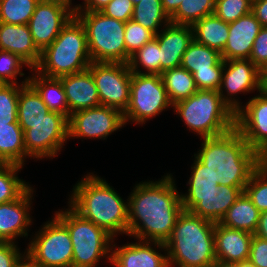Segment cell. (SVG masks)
Masks as SVG:
<instances>
[{
    "label": "cell",
    "instance_id": "6da1fadb",
    "mask_svg": "<svg viewBox=\"0 0 267 267\" xmlns=\"http://www.w3.org/2000/svg\"><path fill=\"white\" fill-rule=\"evenodd\" d=\"M173 175L135 185L128 200V236L135 240L166 243L182 213L181 192Z\"/></svg>",
    "mask_w": 267,
    "mask_h": 267
},
{
    "label": "cell",
    "instance_id": "7a4b0ae2",
    "mask_svg": "<svg viewBox=\"0 0 267 267\" xmlns=\"http://www.w3.org/2000/svg\"><path fill=\"white\" fill-rule=\"evenodd\" d=\"M202 139L201 149L194 155L206 165L216 183L239 187L244 192L263 158L249 147L236 127L225 134Z\"/></svg>",
    "mask_w": 267,
    "mask_h": 267
},
{
    "label": "cell",
    "instance_id": "3957f363",
    "mask_svg": "<svg viewBox=\"0 0 267 267\" xmlns=\"http://www.w3.org/2000/svg\"><path fill=\"white\" fill-rule=\"evenodd\" d=\"M68 199L70 205L83 218L103 228L113 238L128 235V200H123L107 181L88 173L73 186Z\"/></svg>",
    "mask_w": 267,
    "mask_h": 267
},
{
    "label": "cell",
    "instance_id": "277c9868",
    "mask_svg": "<svg viewBox=\"0 0 267 267\" xmlns=\"http://www.w3.org/2000/svg\"><path fill=\"white\" fill-rule=\"evenodd\" d=\"M215 223L183 210L166 241L169 267H211Z\"/></svg>",
    "mask_w": 267,
    "mask_h": 267
},
{
    "label": "cell",
    "instance_id": "5b68a950",
    "mask_svg": "<svg viewBox=\"0 0 267 267\" xmlns=\"http://www.w3.org/2000/svg\"><path fill=\"white\" fill-rule=\"evenodd\" d=\"M194 157L188 191L181 194L183 209L214 223L220 222L243 191L239 187L216 183L206 165Z\"/></svg>",
    "mask_w": 267,
    "mask_h": 267
},
{
    "label": "cell",
    "instance_id": "8992f818",
    "mask_svg": "<svg viewBox=\"0 0 267 267\" xmlns=\"http://www.w3.org/2000/svg\"><path fill=\"white\" fill-rule=\"evenodd\" d=\"M90 64L86 31L74 16L41 52L40 61L34 69L44 76L59 78L85 71Z\"/></svg>",
    "mask_w": 267,
    "mask_h": 267
},
{
    "label": "cell",
    "instance_id": "52a82bcc",
    "mask_svg": "<svg viewBox=\"0 0 267 267\" xmlns=\"http://www.w3.org/2000/svg\"><path fill=\"white\" fill-rule=\"evenodd\" d=\"M173 110L201 140L225 134L235 127V113L223 102L218 91L198 90L176 102Z\"/></svg>",
    "mask_w": 267,
    "mask_h": 267
},
{
    "label": "cell",
    "instance_id": "ba28073f",
    "mask_svg": "<svg viewBox=\"0 0 267 267\" xmlns=\"http://www.w3.org/2000/svg\"><path fill=\"white\" fill-rule=\"evenodd\" d=\"M68 229L73 249L72 267H96L100 258L111 262L113 237L70 205L54 214ZM103 257V258H102Z\"/></svg>",
    "mask_w": 267,
    "mask_h": 267
},
{
    "label": "cell",
    "instance_id": "9c48e42d",
    "mask_svg": "<svg viewBox=\"0 0 267 267\" xmlns=\"http://www.w3.org/2000/svg\"><path fill=\"white\" fill-rule=\"evenodd\" d=\"M75 17L85 28L91 62L126 64L125 22L101 11H76Z\"/></svg>",
    "mask_w": 267,
    "mask_h": 267
},
{
    "label": "cell",
    "instance_id": "30bf717a",
    "mask_svg": "<svg viewBox=\"0 0 267 267\" xmlns=\"http://www.w3.org/2000/svg\"><path fill=\"white\" fill-rule=\"evenodd\" d=\"M31 239L25 251L32 267H72V241L55 215Z\"/></svg>",
    "mask_w": 267,
    "mask_h": 267
},
{
    "label": "cell",
    "instance_id": "8fae6325",
    "mask_svg": "<svg viewBox=\"0 0 267 267\" xmlns=\"http://www.w3.org/2000/svg\"><path fill=\"white\" fill-rule=\"evenodd\" d=\"M130 102L123 113L124 123L145 124L173 104L168 98L161 75L131 74Z\"/></svg>",
    "mask_w": 267,
    "mask_h": 267
},
{
    "label": "cell",
    "instance_id": "7c38bea8",
    "mask_svg": "<svg viewBox=\"0 0 267 267\" xmlns=\"http://www.w3.org/2000/svg\"><path fill=\"white\" fill-rule=\"evenodd\" d=\"M68 125L66 116L52 111L44 120L28 124V129L23 132L26 159H53L58 156L69 139Z\"/></svg>",
    "mask_w": 267,
    "mask_h": 267
},
{
    "label": "cell",
    "instance_id": "4fadbf2b",
    "mask_svg": "<svg viewBox=\"0 0 267 267\" xmlns=\"http://www.w3.org/2000/svg\"><path fill=\"white\" fill-rule=\"evenodd\" d=\"M99 93L100 105L113 107L122 113L129 106L131 70L120 62H91L88 67Z\"/></svg>",
    "mask_w": 267,
    "mask_h": 267
},
{
    "label": "cell",
    "instance_id": "5bb4252c",
    "mask_svg": "<svg viewBox=\"0 0 267 267\" xmlns=\"http://www.w3.org/2000/svg\"><path fill=\"white\" fill-rule=\"evenodd\" d=\"M68 124V138L102 140L125 125L120 110L104 105L72 113Z\"/></svg>",
    "mask_w": 267,
    "mask_h": 267
},
{
    "label": "cell",
    "instance_id": "9a60e30c",
    "mask_svg": "<svg viewBox=\"0 0 267 267\" xmlns=\"http://www.w3.org/2000/svg\"><path fill=\"white\" fill-rule=\"evenodd\" d=\"M264 87L265 83L260 70L249 59L224 61L221 86L218 92L223 102L235 114L242 108V103L233 96H237L239 93H243V95L252 93L255 90L260 92Z\"/></svg>",
    "mask_w": 267,
    "mask_h": 267
},
{
    "label": "cell",
    "instance_id": "2e32d148",
    "mask_svg": "<svg viewBox=\"0 0 267 267\" xmlns=\"http://www.w3.org/2000/svg\"><path fill=\"white\" fill-rule=\"evenodd\" d=\"M181 67L193 75L198 90L219 91L224 60L218 51L193 39L183 54Z\"/></svg>",
    "mask_w": 267,
    "mask_h": 267
},
{
    "label": "cell",
    "instance_id": "e0dca14e",
    "mask_svg": "<svg viewBox=\"0 0 267 267\" xmlns=\"http://www.w3.org/2000/svg\"><path fill=\"white\" fill-rule=\"evenodd\" d=\"M259 93L235 114V127L249 147L263 158L267 154V88Z\"/></svg>",
    "mask_w": 267,
    "mask_h": 267
},
{
    "label": "cell",
    "instance_id": "ac0fdd59",
    "mask_svg": "<svg viewBox=\"0 0 267 267\" xmlns=\"http://www.w3.org/2000/svg\"><path fill=\"white\" fill-rule=\"evenodd\" d=\"M74 16L69 7L40 1L28 23L37 48L42 52L48 47Z\"/></svg>",
    "mask_w": 267,
    "mask_h": 267
},
{
    "label": "cell",
    "instance_id": "d6986e66",
    "mask_svg": "<svg viewBox=\"0 0 267 267\" xmlns=\"http://www.w3.org/2000/svg\"><path fill=\"white\" fill-rule=\"evenodd\" d=\"M114 240L115 238L112 241L110 262L114 267H169L164 243L136 240L138 242L117 247L113 244ZM156 249L162 252L164 250L165 254Z\"/></svg>",
    "mask_w": 267,
    "mask_h": 267
},
{
    "label": "cell",
    "instance_id": "ffe728a7",
    "mask_svg": "<svg viewBox=\"0 0 267 267\" xmlns=\"http://www.w3.org/2000/svg\"><path fill=\"white\" fill-rule=\"evenodd\" d=\"M33 190L30 187L20 198L0 204V242L16 243L18 237L28 236Z\"/></svg>",
    "mask_w": 267,
    "mask_h": 267
},
{
    "label": "cell",
    "instance_id": "44dd1931",
    "mask_svg": "<svg viewBox=\"0 0 267 267\" xmlns=\"http://www.w3.org/2000/svg\"><path fill=\"white\" fill-rule=\"evenodd\" d=\"M155 38L160 49V75L165 70L181 66L183 54L193 40V29L189 25L169 23Z\"/></svg>",
    "mask_w": 267,
    "mask_h": 267
},
{
    "label": "cell",
    "instance_id": "7402d4cb",
    "mask_svg": "<svg viewBox=\"0 0 267 267\" xmlns=\"http://www.w3.org/2000/svg\"><path fill=\"white\" fill-rule=\"evenodd\" d=\"M262 27L252 12L229 23L228 39L221 53L222 59H249L254 40Z\"/></svg>",
    "mask_w": 267,
    "mask_h": 267
},
{
    "label": "cell",
    "instance_id": "603a6c76",
    "mask_svg": "<svg viewBox=\"0 0 267 267\" xmlns=\"http://www.w3.org/2000/svg\"><path fill=\"white\" fill-rule=\"evenodd\" d=\"M254 234L215 223L214 246L216 259L223 262H242L249 258Z\"/></svg>",
    "mask_w": 267,
    "mask_h": 267
},
{
    "label": "cell",
    "instance_id": "cb8c5ba5",
    "mask_svg": "<svg viewBox=\"0 0 267 267\" xmlns=\"http://www.w3.org/2000/svg\"><path fill=\"white\" fill-rule=\"evenodd\" d=\"M0 50L17 54L34 69L41 58V51L34 43L28 24H7L0 22Z\"/></svg>",
    "mask_w": 267,
    "mask_h": 267
},
{
    "label": "cell",
    "instance_id": "d4e9b609",
    "mask_svg": "<svg viewBox=\"0 0 267 267\" xmlns=\"http://www.w3.org/2000/svg\"><path fill=\"white\" fill-rule=\"evenodd\" d=\"M59 78L65 89L70 115L100 105L99 93L88 69Z\"/></svg>",
    "mask_w": 267,
    "mask_h": 267
},
{
    "label": "cell",
    "instance_id": "484cf974",
    "mask_svg": "<svg viewBox=\"0 0 267 267\" xmlns=\"http://www.w3.org/2000/svg\"><path fill=\"white\" fill-rule=\"evenodd\" d=\"M31 72L33 73L31 74L32 76L28 77V83L40 95L48 109L52 112L60 113L69 119L70 111L61 79L44 76L35 69H31Z\"/></svg>",
    "mask_w": 267,
    "mask_h": 267
},
{
    "label": "cell",
    "instance_id": "4316f807",
    "mask_svg": "<svg viewBox=\"0 0 267 267\" xmlns=\"http://www.w3.org/2000/svg\"><path fill=\"white\" fill-rule=\"evenodd\" d=\"M260 213L247 194L242 192L219 223L232 229L254 234Z\"/></svg>",
    "mask_w": 267,
    "mask_h": 267
},
{
    "label": "cell",
    "instance_id": "83f0119b",
    "mask_svg": "<svg viewBox=\"0 0 267 267\" xmlns=\"http://www.w3.org/2000/svg\"><path fill=\"white\" fill-rule=\"evenodd\" d=\"M192 29L195 41L222 53L228 39L229 23L213 13L195 22Z\"/></svg>",
    "mask_w": 267,
    "mask_h": 267
},
{
    "label": "cell",
    "instance_id": "f1b7e54d",
    "mask_svg": "<svg viewBox=\"0 0 267 267\" xmlns=\"http://www.w3.org/2000/svg\"><path fill=\"white\" fill-rule=\"evenodd\" d=\"M25 160L24 134L19 123L0 125V163L24 166Z\"/></svg>",
    "mask_w": 267,
    "mask_h": 267
},
{
    "label": "cell",
    "instance_id": "f546056e",
    "mask_svg": "<svg viewBox=\"0 0 267 267\" xmlns=\"http://www.w3.org/2000/svg\"><path fill=\"white\" fill-rule=\"evenodd\" d=\"M50 112L42 101L40 95L29 84L20 87L18 97V123L23 130L28 129V124L38 123L46 118Z\"/></svg>",
    "mask_w": 267,
    "mask_h": 267
},
{
    "label": "cell",
    "instance_id": "4dcf8cb0",
    "mask_svg": "<svg viewBox=\"0 0 267 267\" xmlns=\"http://www.w3.org/2000/svg\"><path fill=\"white\" fill-rule=\"evenodd\" d=\"M161 78L173 105L198 91L193 75L181 66L165 70L161 73Z\"/></svg>",
    "mask_w": 267,
    "mask_h": 267
},
{
    "label": "cell",
    "instance_id": "1f68e13d",
    "mask_svg": "<svg viewBox=\"0 0 267 267\" xmlns=\"http://www.w3.org/2000/svg\"><path fill=\"white\" fill-rule=\"evenodd\" d=\"M132 20L149 29L155 35L171 23L170 17L163 9L161 0H141L134 5ZM163 25V26H162Z\"/></svg>",
    "mask_w": 267,
    "mask_h": 267
},
{
    "label": "cell",
    "instance_id": "d6a6232c",
    "mask_svg": "<svg viewBox=\"0 0 267 267\" xmlns=\"http://www.w3.org/2000/svg\"><path fill=\"white\" fill-rule=\"evenodd\" d=\"M22 168L17 164L0 163V204L20 198L31 187L17 175Z\"/></svg>",
    "mask_w": 267,
    "mask_h": 267
},
{
    "label": "cell",
    "instance_id": "836d02e7",
    "mask_svg": "<svg viewBox=\"0 0 267 267\" xmlns=\"http://www.w3.org/2000/svg\"><path fill=\"white\" fill-rule=\"evenodd\" d=\"M129 69L133 73L160 75V49L158 40L153 38L131 55L128 62ZM142 69H146L144 72Z\"/></svg>",
    "mask_w": 267,
    "mask_h": 267
},
{
    "label": "cell",
    "instance_id": "e575fe53",
    "mask_svg": "<svg viewBox=\"0 0 267 267\" xmlns=\"http://www.w3.org/2000/svg\"><path fill=\"white\" fill-rule=\"evenodd\" d=\"M216 0H183L170 17L171 23L192 26L203 17L214 13Z\"/></svg>",
    "mask_w": 267,
    "mask_h": 267
},
{
    "label": "cell",
    "instance_id": "d590c367",
    "mask_svg": "<svg viewBox=\"0 0 267 267\" xmlns=\"http://www.w3.org/2000/svg\"><path fill=\"white\" fill-rule=\"evenodd\" d=\"M39 0H0V22L28 24Z\"/></svg>",
    "mask_w": 267,
    "mask_h": 267
},
{
    "label": "cell",
    "instance_id": "8d00e7d4",
    "mask_svg": "<svg viewBox=\"0 0 267 267\" xmlns=\"http://www.w3.org/2000/svg\"><path fill=\"white\" fill-rule=\"evenodd\" d=\"M28 83V76L20 84H0V125L18 123L20 87Z\"/></svg>",
    "mask_w": 267,
    "mask_h": 267
},
{
    "label": "cell",
    "instance_id": "74e56055",
    "mask_svg": "<svg viewBox=\"0 0 267 267\" xmlns=\"http://www.w3.org/2000/svg\"><path fill=\"white\" fill-rule=\"evenodd\" d=\"M244 192L260 212L267 211V167L263 163L252 173Z\"/></svg>",
    "mask_w": 267,
    "mask_h": 267
},
{
    "label": "cell",
    "instance_id": "f35d334b",
    "mask_svg": "<svg viewBox=\"0 0 267 267\" xmlns=\"http://www.w3.org/2000/svg\"><path fill=\"white\" fill-rule=\"evenodd\" d=\"M125 47H126V64L130 57L147 42L155 38V34L149 29L144 28L141 24L130 19L125 22Z\"/></svg>",
    "mask_w": 267,
    "mask_h": 267
},
{
    "label": "cell",
    "instance_id": "ab89813d",
    "mask_svg": "<svg viewBox=\"0 0 267 267\" xmlns=\"http://www.w3.org/2000/svg\"><path fill=\"white\" fill-rule=\"evenodd\" d=\"M24 66L30 68L17 54L0 50V84H19L17 75H25L21 71Z\"/></svg>",
    "mask_w": 267,
    "mask_h": 267
},
{
    "label": "cell",
    "instance_id": "60d3db41",
    "mask_svg": "<svg viewBox=\"0 0 267 267\" xmlns=\"http://www.w3.org/2000/svg\"><path fill=\"white\" fill-rule=\"evenodd\" d=\"M250 0H216L214 14L224 22L231 23L251 12Z\"/></svg>",
    "mask_w": 267,
    "mask_h": 267
},
{
    "label": "cell",
    "instance_id": "b9f144b4",
    "mask_svg": "<svg viewBox=\"0 0 267 267\" xmlns=\"http://www.w3.org/2000/svg\"><path fill=\"white\" fill-rule=\"evenodd\" d=\"M134 4L130 0H111L101 12L108 17L127 22L132 19Z\"/></svg>",
    "mask_w": 267,
    "mask_h": 267
},
{
    "label": "cell",
    "instance_id": "7bdbcfd3",
    "mask_svg": "<svg viewBox=\"0 0 267 267\" xmlns=\"http://www.w3.org/2000/svg\"><path fill=\"white\" fill-rule=\"evenodd\" d=\"M249 60L261 70L267 64V27H262L256 36Z\"/></svg>",
    "mask_w": 267,
    "mask_h": 267
},
{
    "label": "cell",
    "instance_id": "ee69618b",
    "mask_svg": "<svg viewBox=\"0 0 267 267\" xmlns=\"http://www.w3.org/2000/svg\"><path fill=\"white\" fill-rule=\"evenodd\" d=\"M19 249L13 242H0V267H16L26 257Z\"/></svg>",
    "mask_w": 267,
    "mask_h": 267
},
{
    "label": "cell",
    "instance_id": "f6af8a7d",
    "mask_svg": "<svg viewBox=\"0 0 267 267\" xmlns=\"http://www.w3.org/2000/svg\"><path fill=\"white\" fill-rule=\"evenodd\" d=\"M248 260L256 267H267V240L253 235Z\"/></svg>",
    "mask_w": 267,
    "mask_h": 267
},
{
    "label": "cell",
    "instance_id": "bcb514c9",
    "mask_svg": "<svg viewBox=\"0 0 267 267\" xmlns=\"http://www.w3.org/2000/svg\"><path fill=\"white\" fill-rule=\"evenodd\" d=\"M251 12L262 26L267 27V0L253 1Z\"/></svg>",
    "mask_w": 267,
    "mask_h": 267
},
{
    "label": "cell",
    "instance_id": "7dc6e473",
    "mask_svg": "<svg viewBox=\"0 0 267 267\" xmlns=\"http://www.w3.org/2000/svg\"><path fill=\"white\" fill-rule=\"evenodd\" d=\"M111 0H83L82 5H78L77 11L98 12L101 11Z\"/></svg>",
    "mask_w": 267,
    "mask_h": 267
},
{
    "label": "cell",
    "instance_id": "c3c4849f",
    "mask_svg": "<svg viewBox=\"0 0 267 267\" xmlns=\"http://www.w3.org/2000/svg\"><path fill=\"white\" fill-rule=\"evenodd\" d=\"M254 235L267 240V211L260 213L259 222Z\"/></svg>",
    "mask_w": 267,
    "mask_h": 267
},
{
    "label": "cell",
    "instance_id": "681fc988",
    "mask_svg": "<svg viewBox=\"0 0 267 267\" xmlns=\"http://www.w3.org/2000/svg\"><path fill=\"white\" fill-rule=\"evenodd\" d=\"M163 9L171 17L178 9L183 0H161Z\"/></svg>",
    "mask_w": 267,
    "mask_h": 267
},
{
    "label": "cell",
    "instance_id": "f907efd6",
    "mask_svg": "<svg viewBox=\"0 0 267 267\" xmlns=\"http://www.w3.org/2000/svg\"><path fill=\"white\" fill-rule=\"evenodd\" d=\"M211 267H256L249 260L234 263V262H223L220 260H216Z\"/></svg>",
    "mask_w": 267,
    "mask_h": 267
},
{
    "label": "cell",
    "instance_id": "816d5d0a",
    "mask_svg": "<svg viewBox=\"0 0 267 267\" xmlns=\"http://www.w3.org/2000/svg\"><path fill=\"white\" fill-rule=\"evenodd\" d=\"M41 2L58 3L63 6L69 7L74 13L77 11L78 5H72V0H39Z\"/></svg>",
    "mask_w": 267,
    "mask_h": 267
},
{
    "label": "cell",
    "instance_id": "f5cc1de1",
    "mask_svg": "<svg viewBox=\"0 0 267 267\" xmlns=\"http://www.w3.org/2000/svg\"><path fill=\"white\" fill-rule=\"evenodd\" d=\"M16 267H32L30 261L25 257Z\"/></svg>",
    "mask_w": 267,
    "mask_h": 267
},
{
    "label": "cell",
    "instance_id": "db71d44e",
    "mask_svg": "<svg viewBox=\"0 0 267 267\" xmlns=\"http://www.w3.org/2000/svg\"><path fill=\"white\" fill-rule=\"evenodd\" d=\"M261 77L264 83L267 82V64L260 70Z\"/></svg>",
    "mask_w": 267,
    "mask_h": 267
},
{
    "label": "cell",
    "instance_id": "11a10c76",
    "mask_svg": "<svg viewBox=\"0 0 267 267\" xmlns=\"http://www.w3.org/2000/svg\"><path fill=\"white\" fill-rule=\"evenodd\" d=\"M262 163L267 167V154L263 157Z\"/></svg>",
    "mask_w": 267,
    "mask_h": 267
},
{
    "label": "cell",
    "instance_id": "9f6ffc18",
    "mask_svg": "<svg viewBox=\"0 0 267 267\" xmlns=\"http://www.w3.org/2000/svg\"><path fill=\"white\" fill-rule=\"evenodd\" d=\"M134 5L138 4L141 0H130Z\"/></svg>",
    "mask_w": 267,
    "mask_h": 267
}]
</instances>
